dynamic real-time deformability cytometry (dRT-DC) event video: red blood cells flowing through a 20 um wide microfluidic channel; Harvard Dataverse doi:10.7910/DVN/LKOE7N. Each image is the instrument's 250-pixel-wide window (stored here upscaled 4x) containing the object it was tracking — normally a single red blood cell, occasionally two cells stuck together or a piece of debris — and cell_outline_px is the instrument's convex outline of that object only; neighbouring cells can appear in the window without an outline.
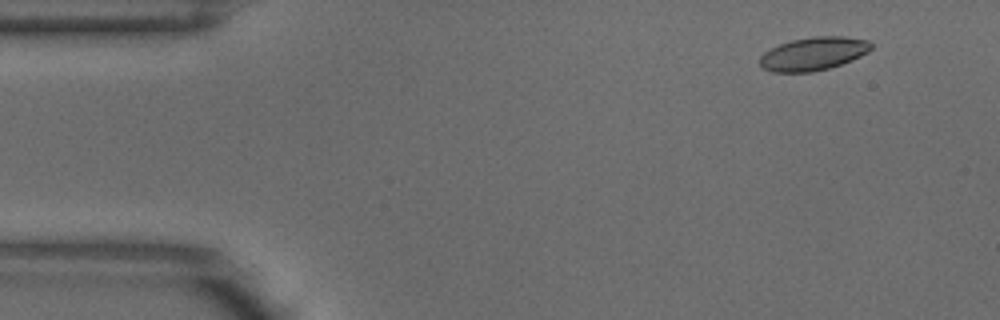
{"species": "common noctule bat (a hibernating species)", "species_latin": "Nyctalus noctula", "temperature_condition": "warm", "stored_images_in_passage": 4, "camera_frame_rate_fps": 3000, "um_per_image_px": 0.085, "animal": {"sex": "male", "body_mass_g": 18.8}, "frame": {"image": 1, "passage_image": 1, "time_ms": 0.0, "image_size_px": [1000, 320], "cell_outline_px": [[872, 48], [868, 52], [852, 60], [828, 68], [812, 72], [772, 72], [764, 68], [760, 64], [760, 56], [764, 52], [780, 44], [792, 40], [812, 36], [844, 36], [868, 40], [872, 44]], "centroid_in_image_um": [69.15, 4.56], "position_along_channel_um": 15.8, "area_um2": 21.5}}